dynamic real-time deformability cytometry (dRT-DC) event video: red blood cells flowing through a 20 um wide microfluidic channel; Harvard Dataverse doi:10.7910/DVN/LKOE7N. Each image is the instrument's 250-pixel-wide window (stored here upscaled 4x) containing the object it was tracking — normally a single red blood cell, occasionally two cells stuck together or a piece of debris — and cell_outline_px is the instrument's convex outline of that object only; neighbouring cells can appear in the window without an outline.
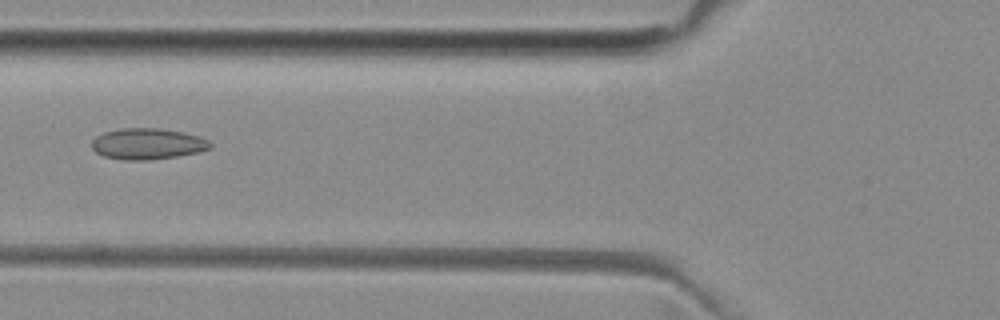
{"species": "common noctule bat (a hibernating species)", "species_latin": "Nyctalus noctula", "temperature_condition": "room temperature", "stored_images_in_passage": 38, "camera_frame_rate_fps": 3000, "um_per_image_px": 0.085, "animal": {"sex": "female", "body_mass_g": 29.2, "forearm_length_mm": 56.3}, "frame": {"image": 1, "passage_image": 6, "time_ms": 1.667, "image_size_px": [1000, 320], "cell_outline_px": [[212, 148], [196, 152], [176, 156], [148, 160], [124, 160], [104, 156], [96, 152], [92, 148], [92, 140], [96, 136], [104, 132], [124, 128], [160, 128], [200, 136], [208, 140], [212, 144]], "centroid_in_image_um": [12.53, 12.22], "position_along_channel_um": 113.3, "area_um2": 21.33}}
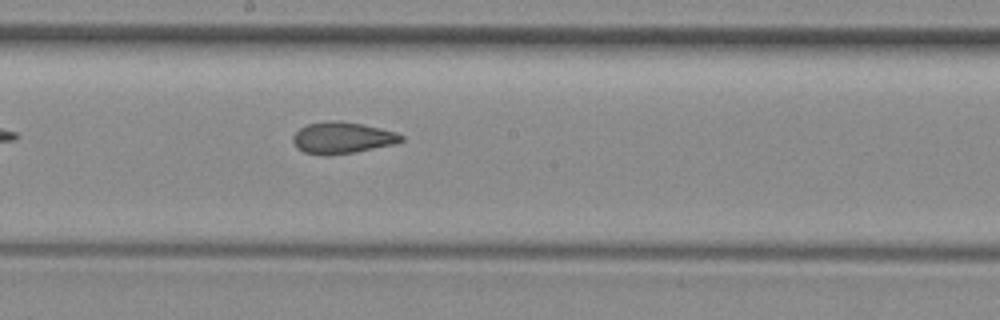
{"frame": {"image": 2, "passage_image": 14, "time_ms": 4.333, "image_size_px": [1000, 320], "cell_outline_px": [[404, 140], [392, 144], [356, 152], [324, 156], [304, 152], [296, 148], [292, 140], [292, 136], [300, 128], [308, 124], [328, 120], [340, 120], [380, 128], [396, 132], [404, 136]], "centroid_in_image_um": [29.06, 11.71], "position_along_channel_um": 219.1, "area_um2": 19.94}}
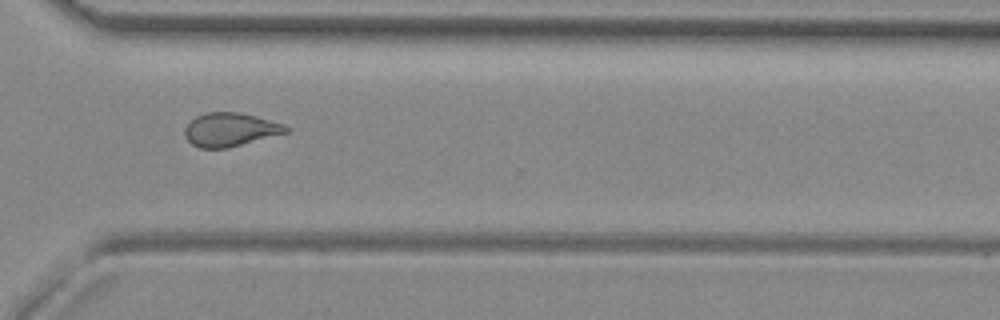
{"frame": {"image": 3, "passage_image": 24, "time_ms": 7.667, "image_size_px": [1000, 320], "cell_outline_px": [[288, 132], [228, 148], [200, 148], [192, 144], [184, 136], [184, 128], [196, 116], [204, 112], [236, 112], [256, 116], [284, 124], [288, 128]], "centroid_in_image_um": [19.54, 11.01], "position_along_channel_um": 351.1, "area_um2": 19.71}, "authors_computed_cell_mechanics": {"area_um2": 20.0855, "velocity_mm_per_s": 3.962, "shape_relaxation_time_tau1_ms": null, "shape_relaxation_time_tau2_ms": 1.8255, "deformation_change_tau1": null, "deformation_change_tau2": 0.0927}}